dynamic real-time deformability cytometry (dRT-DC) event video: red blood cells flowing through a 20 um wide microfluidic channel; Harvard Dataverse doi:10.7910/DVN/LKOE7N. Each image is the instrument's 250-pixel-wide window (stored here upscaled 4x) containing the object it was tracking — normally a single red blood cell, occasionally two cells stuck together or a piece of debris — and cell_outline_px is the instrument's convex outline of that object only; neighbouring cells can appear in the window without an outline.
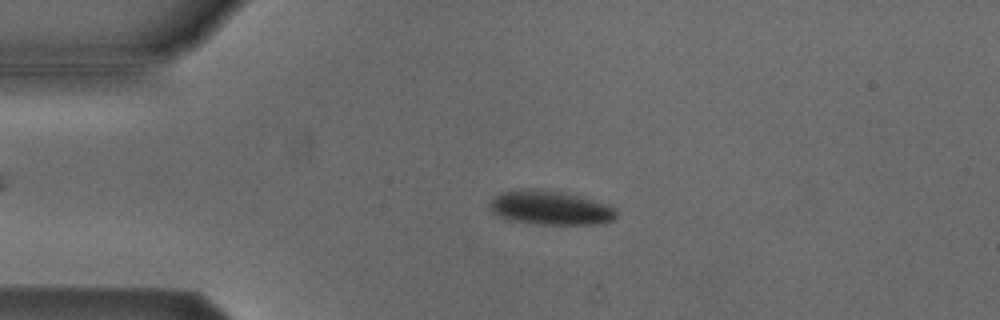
{"species": "Egyptian fruit bat (a non-hibernating species)", "species_latin": "Rousettus aegyptiacus", "temperature_condition": "cold", "stored_images_in_passage": 53, "camera_frame_rate_fps": 3000, "um_per_image_px": 0.085, "animal": {"sex": "male"}, "frame": {"image": 1, "passage_image": 11, "time_ms": 3.333, "image_size_px": [1000, 320], "cell_outline_px": [[616, 216], [612, 220], [604, 224], [540, 224], [508, 220], [496, 216], [488, 208], [488, 204], [500, 192], [520, 188], [528, 188], [556, 192], [580, 196], [608, 204], [616, 208]], "centroid_in_image_um": [46.74, 17.67], "position_along_channel_um": 38.3, "area_um2": 25.26}}
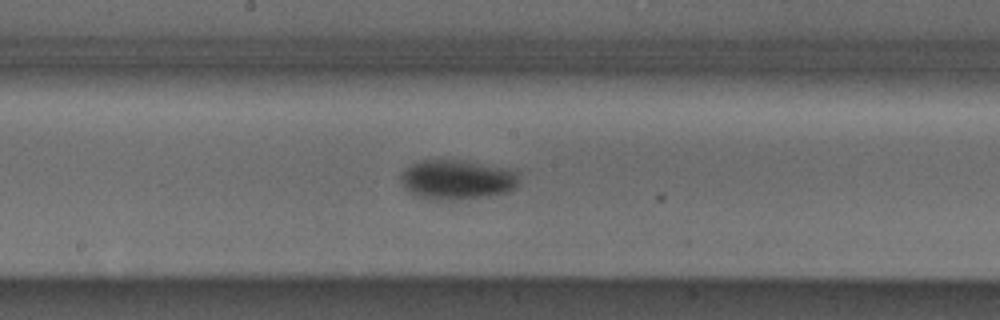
{"frame": {"image": 2, "passage_image": 27, "time_ms": 8.667, "image_size_px": [1000, 320], "cell_outline_px": [[516, 188], [508, 192], [488, 196], [460, 200], [436, 200], [412, 196], [404, 188], [400, 180], [400, 176], [412, 164], [420, 160], [460, 160], [516, 172]], "centroid_in_image_um": [38.75, 15.31], "position_along_channel_um": 209.4, "area_um2": 26.99}}
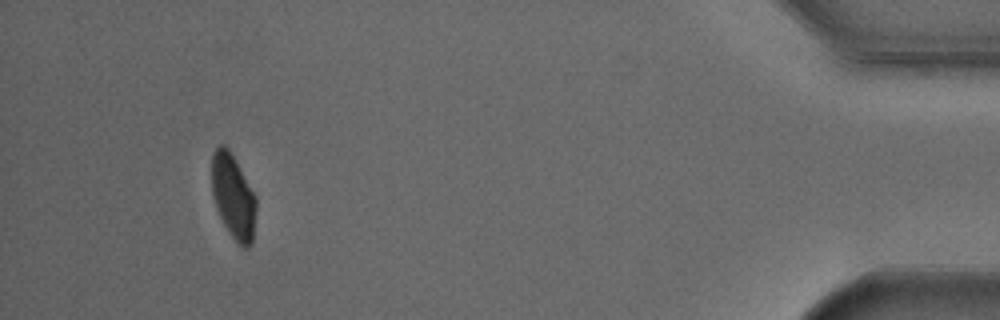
{"frame": {"image": 3, "passage_image": 49, "time_ms": 16.0, "image_size_px": [1000, 320], "cell_outline_px": [[256, 212], [252, 244], [248, 248], [244, 248], [236, 244], [228, 232], [216, 208], [212, 196], [212, 152], [220, 144], [224, 144], [228, 148], [256, 196]], "centroid_in_image_um": [19.82, 16.75], "position_along_channel_um": 415.4, "area_um2": 22.02}, "authors_computed_cell_mechanics": {"area_um2": 24.7962, "velocity_mm_per_s": 3.791, "shape_relaxation_time_tau1_ms": 3.2955, "shape_relaxation_time_tau2_ms": null, "deformation_change_tau1": 0.104, "deformation_change_tau2": null}}